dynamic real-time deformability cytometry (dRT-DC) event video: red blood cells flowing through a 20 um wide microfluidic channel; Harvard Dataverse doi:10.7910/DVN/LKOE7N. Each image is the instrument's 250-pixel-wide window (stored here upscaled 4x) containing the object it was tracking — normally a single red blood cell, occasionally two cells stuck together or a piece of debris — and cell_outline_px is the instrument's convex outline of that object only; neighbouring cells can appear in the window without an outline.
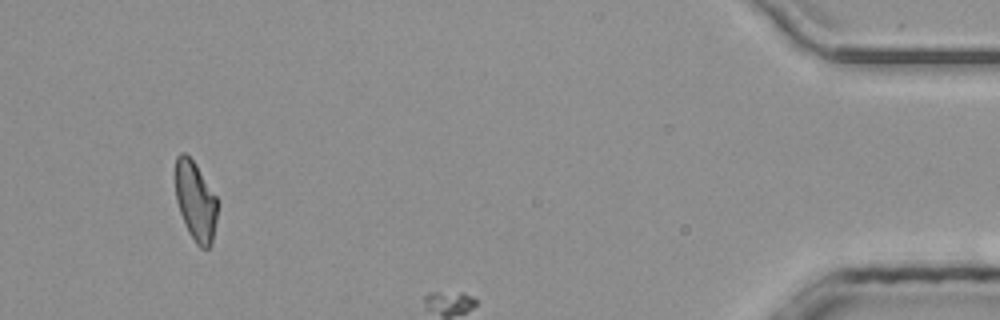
{"species": "common noctule bat (a hibernating species)", "species_latin": "Nyctalus noctula", "temperature_condition": "room temperature", "stored_images_in_passage": 34, "camera_frame_rate_fps": 3000, "um_per_image_px": 0.085, "animal": {"sex": "male", "body_mass_g": 20.4}, "frame": {"image": 1, "passage_image": 31, "time_ms": 10.0, "image_size_px": [1000, 320], "cell_outline_px": [[220, 204], [212, 240], [208, 248], [200, 248], [196, 244], [188, 232], [180, 212], [176, 200], [176, 156], [180, 152], [184, 152], [196, 164], [216, 196]], "centroid_in_image_um": [16.64, 17.1], "position_along_channel_um": 418.6, "area_um2": 19.54}}